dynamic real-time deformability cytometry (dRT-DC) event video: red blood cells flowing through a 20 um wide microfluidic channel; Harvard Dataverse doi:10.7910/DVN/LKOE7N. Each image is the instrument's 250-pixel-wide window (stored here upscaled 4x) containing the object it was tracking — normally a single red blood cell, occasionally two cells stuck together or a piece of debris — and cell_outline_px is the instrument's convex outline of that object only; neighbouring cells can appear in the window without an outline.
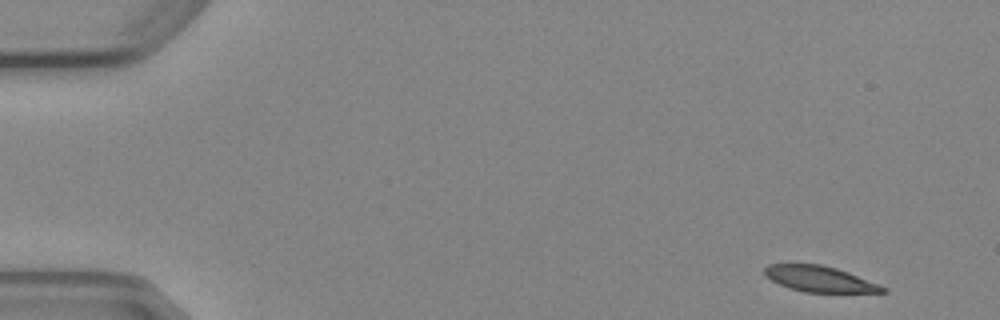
{"species": "Egyptian fruit bat (a non-hibernating species)", "species_latin": "Rousettus aegyptiacus", "temperature_condition": "cold", "stored_images_in_passage": 6, "camera_frame_rate_fps": 3000, "um_per_image_px": 0.085, "animal": {"sex": "female"}, "frame": {"image": 1, "passage_image": 1, "time_ms": 0.0, "image_size_px": [1000, 320], "cell_outline_px": [[888, 292], [804, 292], [780, 284], [764, 276], [764, 268], [768, 264], [820, 264], [836, 268], [848, 272], [880, 284], [888, 288]], "centroid_in_image_um": [69.69, 23.71], "position_along_channel_um": 15.3, "area_um2": 17.69}}
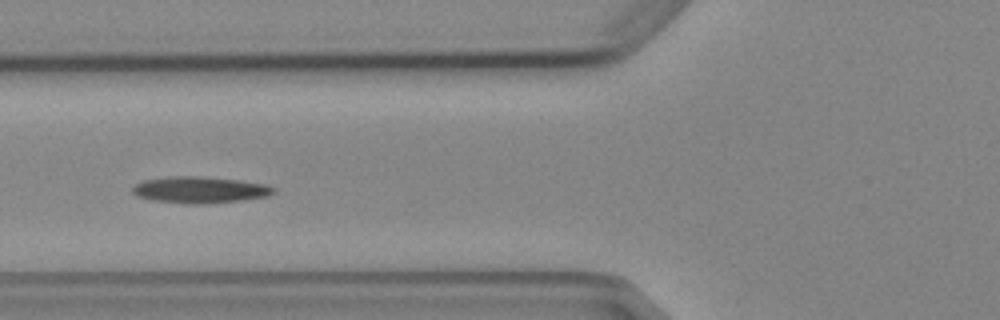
{"frame": {"image": 2, "passage_image": 6, "time_ms": 5.667, "image_size_px": [1000, 320], "cell_outline_px": [[276, 192], [268, 196], [240, 200], [204, 204], [188, 204], [152, 200], [136, 196], [132, 192], [132, 188], [136, 184], [144, 180], [168, 176], [204, 176], [240, 180], [264, 184], [276, 188]], "centroid_in_image_um": [16.98, 16.13], "position_along_channel_um": 108.8, "area_um2": 21.91}}